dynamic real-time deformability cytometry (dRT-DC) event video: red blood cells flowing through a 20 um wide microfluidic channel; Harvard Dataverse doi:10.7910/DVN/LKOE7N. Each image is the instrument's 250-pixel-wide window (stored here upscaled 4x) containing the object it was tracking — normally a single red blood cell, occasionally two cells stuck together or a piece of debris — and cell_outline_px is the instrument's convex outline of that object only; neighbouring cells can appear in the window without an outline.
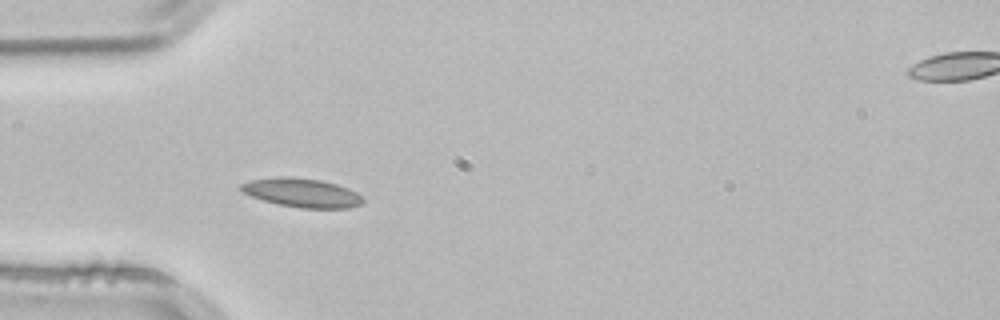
{"species": "common noctule bat (a hibernating species)", "species_latin": "Nyctalus noctula", "temperature_condition": "room temperature", "stored_images_in_passage": 14, "camera_frame_rate_fps": 3000, "um_per_image_px": 0.085, "animal": {"sex": "male", "body_mass_g": 21.5, "forearm_length_mm": 52.0}, "frame": {"image": 1, "passage_image": 5, "time_ms": 1.333, "image_size_px": [1000, 320], "cell_outline_px": [[364, 204], [348, 208], [300, 208], [280, 204], [264, 200], [252, 196], [244, 192], [240, 188], [240, 184], [252, 180], [280, 176], [284, 176], [320, 180], [336, 184], [348, 188], [356, 192], [364, 200]], "centroid_in_image_um": [25.7, 16.39], "position_along_channel_um": 59.3, "area_um2": 20.29}}